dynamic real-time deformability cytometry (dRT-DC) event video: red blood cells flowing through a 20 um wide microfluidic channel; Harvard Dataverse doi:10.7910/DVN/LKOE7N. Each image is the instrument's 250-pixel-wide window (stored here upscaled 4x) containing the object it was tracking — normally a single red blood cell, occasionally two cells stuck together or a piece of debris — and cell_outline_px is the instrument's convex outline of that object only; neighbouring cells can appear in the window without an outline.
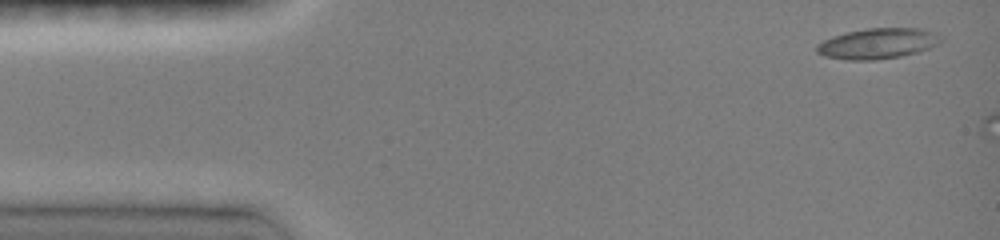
{"species": "common noctule bat (a hibernating species)", "species_latin": "Nyctalus noctula", "temperature_condition": "room temperature", "stored_images_in_passage": 4, "camera_frame_rate_fps": 3000, "um_per_image_px": 0.085, "animal": {"sex": "female", "body_mass_g": 19.0, "forearm_length_mm": 51.5}, "frame": {"image": 1, "passage_image": 1, "time_ms": 0.0, "image_size_px": [1000, 240], "cell_outline_px": [[944, 40], [928, 48], [916, 52], [900, 56], [876, 60], [848, 60], [824, 56], [816, 52], [816, 44], [832, 36], [848, 32], [868, 28], [920, 28], [936, 32], [944, 36]], "centroid_in_image_um": [74.62, 3.69], "position_along_channel_um": 10.4, "area_um2": 22.2}}